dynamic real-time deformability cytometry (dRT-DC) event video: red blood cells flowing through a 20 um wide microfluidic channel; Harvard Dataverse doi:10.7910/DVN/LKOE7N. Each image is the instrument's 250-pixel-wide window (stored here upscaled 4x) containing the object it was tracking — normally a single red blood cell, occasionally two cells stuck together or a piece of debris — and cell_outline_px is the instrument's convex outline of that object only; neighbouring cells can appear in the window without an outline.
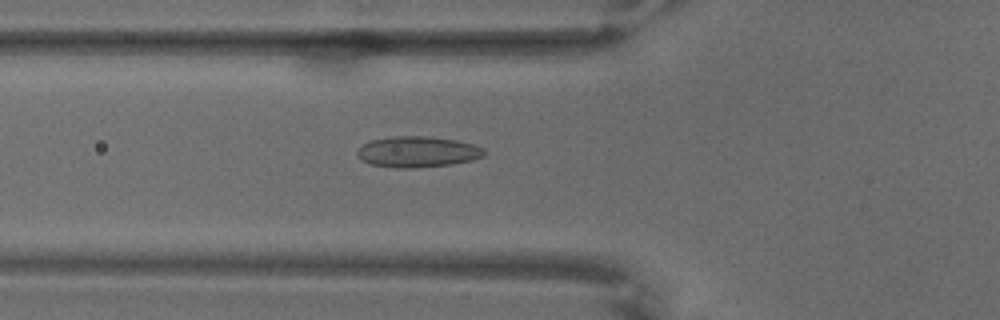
{"species": "common noctule bat (a hibernating species)", "species_latin": "Nyctalus noctula", "temperature_condition": "warm", "stored_images_in_passage": 48, "camera_frame_rate_fps": 3000, "um_per_image_px": 0.085, "animal": {"sex": "male", "body_mass_g": 18.8}, "frame": {"image": 1, "passage_image": 6, "time_ms": 1.667, "image_size_px": [1000, 320], "cell_outline_px": [[488, 152], [484, 156], [472, 160], [452, 164], [420, 168], [392, 168], [372, 164], [364, 160], [356, 152], [364, 144], [372, 140], [396, 136], [424, 136], [456, 140], [472, 144], [484, 148]], "centroid_in_image_um": [35.56, 12.91], "position_along_channel_um": 90.2, "area_um2": 22.77}}
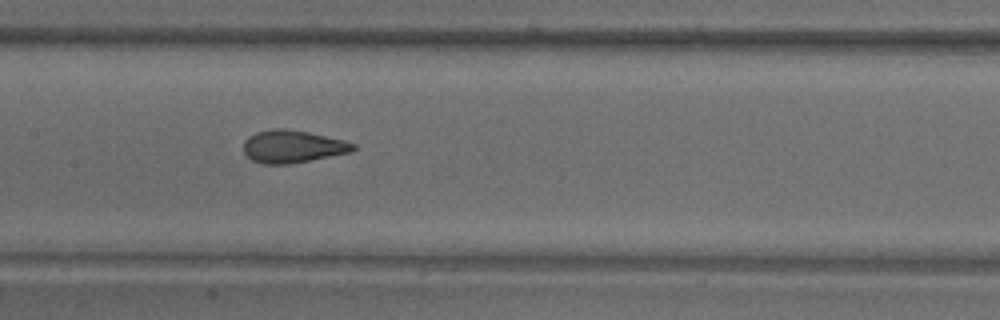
{"frame": {"image": 2, "passage_image": 15, "time_ms": 4.667, "image_size_px": [1000, 320], "cell_outline_px": [[356, 148], [348, 152], [288, 164], [264, 164], [252, 160], [244, 152], [244, 140], [248, 136], [256, 132], [272, 128], [284, 128], [308, 132], [344, 140], [356, 144]], "centroid_in_image_um": [24.83, 12.43], "position_along_channel_um": 182.6, "area_um2": 20.58}}
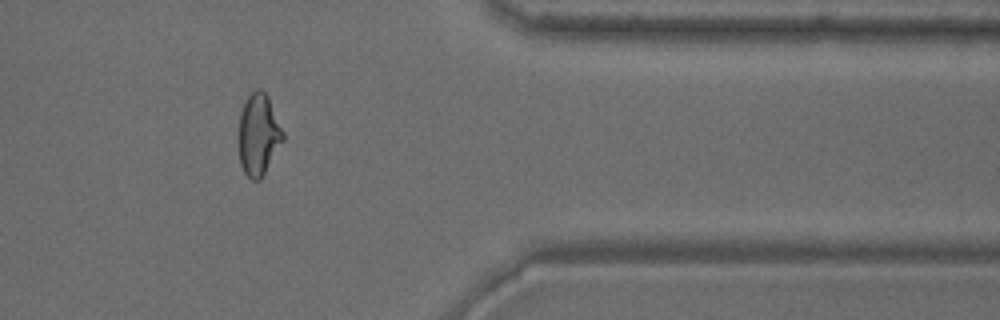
{"frame": {"image": 3, "passage_image": 37, "time_ms": 12.0, "image_size_px": [1000, 320], "cell_outline_px": [[284, 140], [260, 180], [252, 180], [244, 172], [240, 164], [240, 112], [248, 96], [256, 88], [260, 88], [268, 96], [284, 132]], "centroid_in_image_um": [22.0, 11.43], "position_along_channel_um": 389.4, "area_um2": 20.81}}